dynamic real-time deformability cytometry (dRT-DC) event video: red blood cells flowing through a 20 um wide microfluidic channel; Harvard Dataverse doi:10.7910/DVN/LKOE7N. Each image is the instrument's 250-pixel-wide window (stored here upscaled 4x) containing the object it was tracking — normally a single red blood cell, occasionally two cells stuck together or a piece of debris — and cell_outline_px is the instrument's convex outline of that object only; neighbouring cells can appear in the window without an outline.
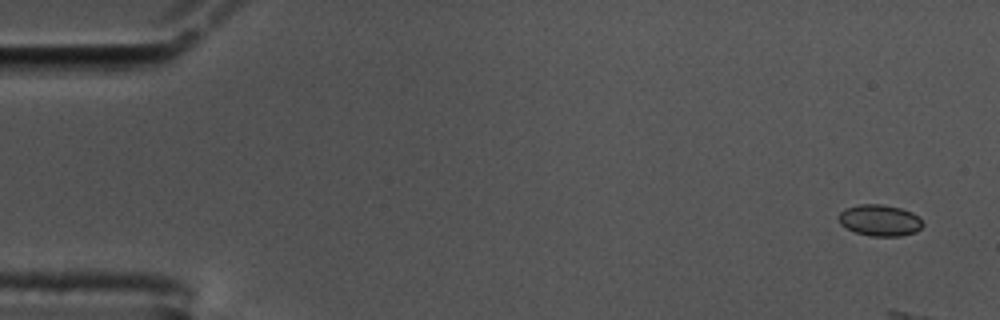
{"species": "common noctule bat (a hibernating species)", "species_latin": "Nyctalus noctula", "temperature_condition": "cold", "stored_images_in_passage": 5, "camera_frame_rate_fps": 3000, "um_per_image_px": 0.085, "animal": {"sex": "male", "body_mass_g": 17.5, "forearm_length_mm": 52.3}, "frame": {"image": 1, "passage_image": 1, "time_ms": 0.0, "image_size_px": [1000, 320], "cell_outline_px": [[924, 224], [916, 232], [900, 236], [872, 236], [856, 232], [840, 224], [836, 216], [844, 208], [860, 204], [880, 204], [900, 208], [912, 212]], "centroid_in_image_um": [74.74, 18.72], "position_along_channel_um": 10.3, "area_um2": 15.32}}